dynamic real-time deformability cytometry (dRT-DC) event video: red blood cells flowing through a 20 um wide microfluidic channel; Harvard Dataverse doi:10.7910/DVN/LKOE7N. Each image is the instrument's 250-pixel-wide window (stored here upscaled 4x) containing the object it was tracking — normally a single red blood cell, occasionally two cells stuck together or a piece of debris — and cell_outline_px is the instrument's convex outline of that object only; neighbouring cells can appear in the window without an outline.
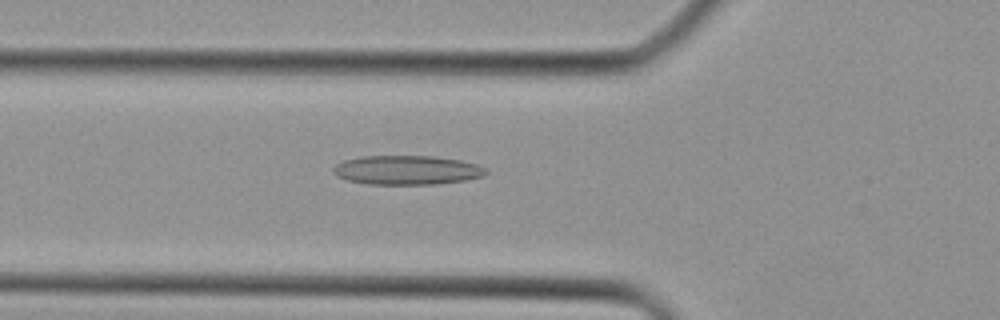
{"species": "Egyptian fruit bat (a non-hibernating species)", "species_latin": "Rousettus aegyptiacus", "temperature_condition": "cold", "stored_images_in_passage": 40, "camera_frame_rate_fps": 3000, "um_per_image_px": 0.085, "animal": {"sex": "female"}, "frame": {"image": 1, "passage_image": 14, "time_ms": 4.333, "image_size_px": [1000, 320], "cell_outline_px": [[488, 172], [484, 176], [464, 180], [436, 184], [368, 184], [348, 180], [336, 176], [332, 172], [332, 168], [336, 164], [344, 160], [360, 156], [436, 156], [460, 160], [476, 164], [484, 168]], "centroid_in_image_um": [34.56, 14.45], "position_along_channel_um": 91.2, "area_um2": 26.01}}
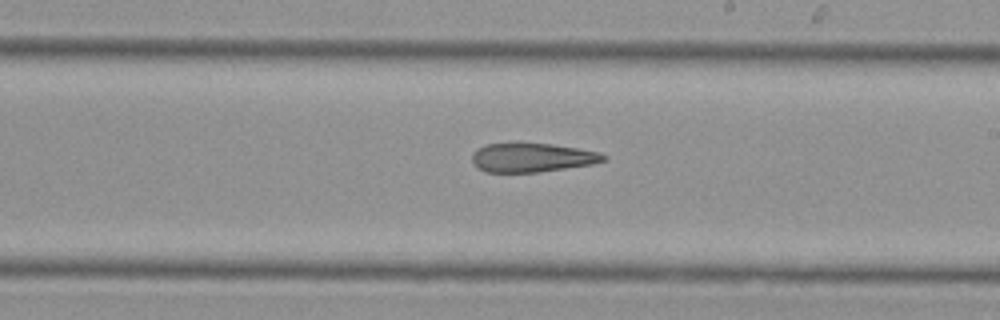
{"frame": {"image": 2, "passage_image": 23, "time_ms": 7.333, "image_size_px": [1000, 320], "cell_outline_px": [[608, 156], [604, 160], [592, 164], [536, 172], [488, 172], [476, 168], [472, 160], [472, 156], [476, 148], [488, 144], [552, 144], [600, 152]], "centroid_in_image_um": [45.21, 13.4], "position_along_channel_um": 243.8, "area_um2": 21.85}}
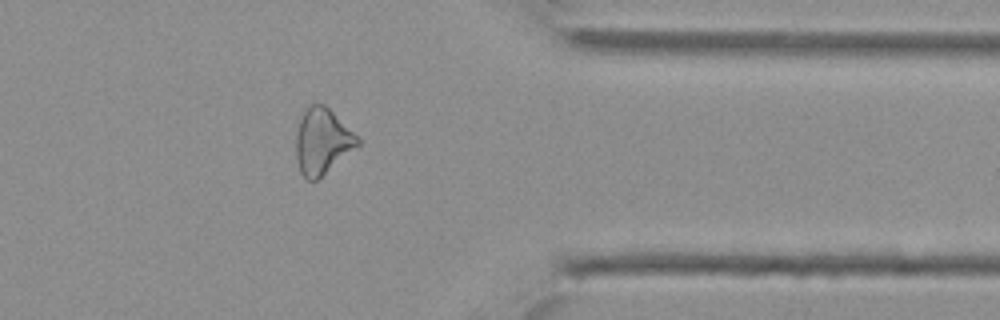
{"frame": {"image": 3, "passage_image": 32, "time_ms": 10.333, "image_size_px": [1000, 320], "cell_outline_px": [[360, 144], [316, 180], [308, 180], [300, 172], [296, 160], [296, 136], [300, 120], [308, 104], [324, 104], [360, 140]], "centroid_in_image_um": [27.35, 12.02], "position_along_channel_um": 384.0, "area_um2": 22.95}}